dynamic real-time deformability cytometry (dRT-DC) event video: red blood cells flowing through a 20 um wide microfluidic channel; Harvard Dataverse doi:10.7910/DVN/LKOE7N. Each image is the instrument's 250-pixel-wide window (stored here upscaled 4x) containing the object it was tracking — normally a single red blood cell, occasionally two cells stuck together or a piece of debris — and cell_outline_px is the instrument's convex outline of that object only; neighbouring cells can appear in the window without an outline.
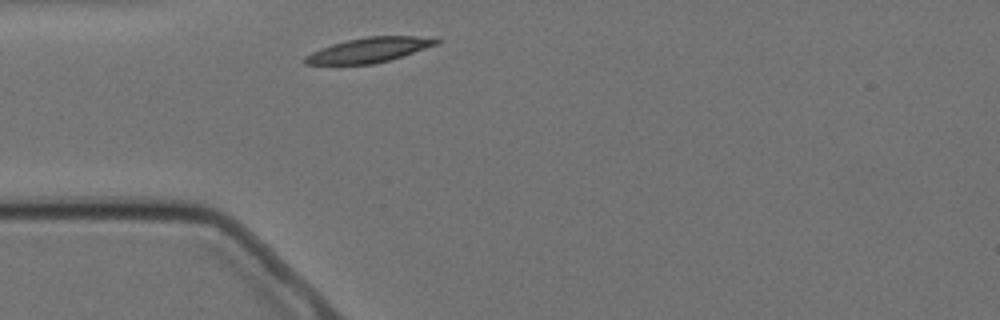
{"species": "Egyptian fruit bat (a non-hibernating species)", "species_latin": "Rousettus aegyptiacus", "temperature_condition": "cold", "stored_images_in_passage": 1, "camera_frame_rate_fps": 3000, "um_per_image_px": 0.085, "animal": {"sex": "female"}, "frame": {"image": 1, "passage_image": 1, "time_ms": 0.0, "image_size_px": [1000, 320], "cell_outline_px": [[444, 40], [440, 44], [388, 60], [372, 64], [304, 64], [304, 56], [320, 48], [332, 44], [348, 40], [368, 36], [440, 36]], "centroid_in_image_um": [31.49, 4.22], "position_along_channel_um": 53.5, "area_um2": 19.19}}